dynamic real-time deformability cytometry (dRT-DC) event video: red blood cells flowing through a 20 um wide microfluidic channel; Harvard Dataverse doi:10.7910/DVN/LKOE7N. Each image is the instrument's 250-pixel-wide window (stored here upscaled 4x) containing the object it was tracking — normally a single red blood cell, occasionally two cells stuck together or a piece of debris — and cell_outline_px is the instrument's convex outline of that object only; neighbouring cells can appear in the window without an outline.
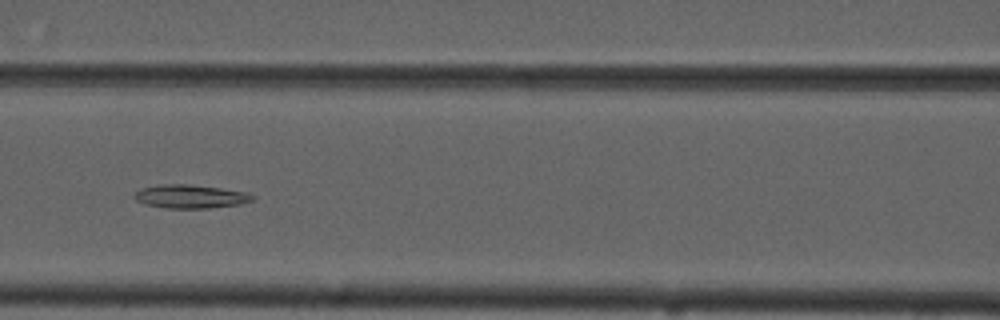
{"species": "common noctule bat (a hibernating species)", "species_latin": "Nyctalus noctula", "temperature_condition": "cold", "stored_images_in_passage": 9, "camera_frame_rate_fps": 3000, "um_per_image_px": 0.085, "animal": {"sex": "male", "forearm_length_mm": 52.5}, "frame": {"image": 1, "passage_image": 7, "time_ms": 7.333, "image_size_px": [1000, 320], "cell_outline_px": [[256, 196], [252, 200], [240, 204], [208, 208], [164, 208], [144, 204], [136, 200], [132, 196], [140, 188], [160, 184], [188, 184], [220, 188], [248, 192]], "centroid_in_image_um": [16.16, 16.69], "position_along_channel_um": 150.4, "area_um2": 16.3}}
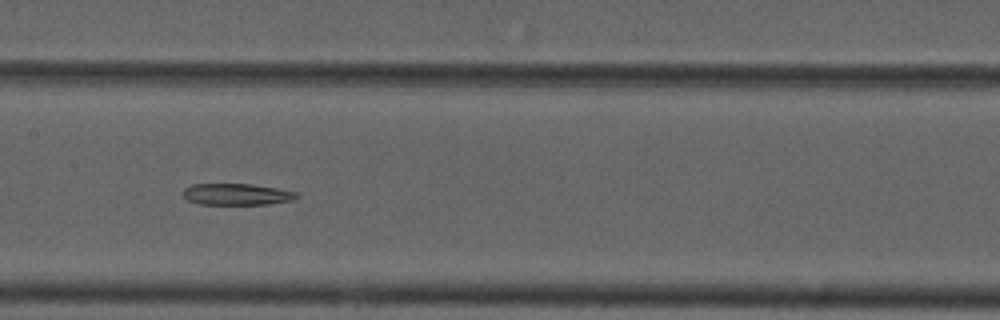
{"frame": {"image": 2, "passage_image": 8, "time_ms": 8.333, "image_size_px": [1000, 320], "cell_outline_px": [[300, 196], [292, 200], [268, 204], [200, 204], [188, 200], [180, 192], [184, 188], [192, 184], [252, 184], [280, 188], [296, 192]], "centroid_in_image_um": [20.12, 16.5], "position_along_channel_um": 187.3, "area_um2": 14.33}}
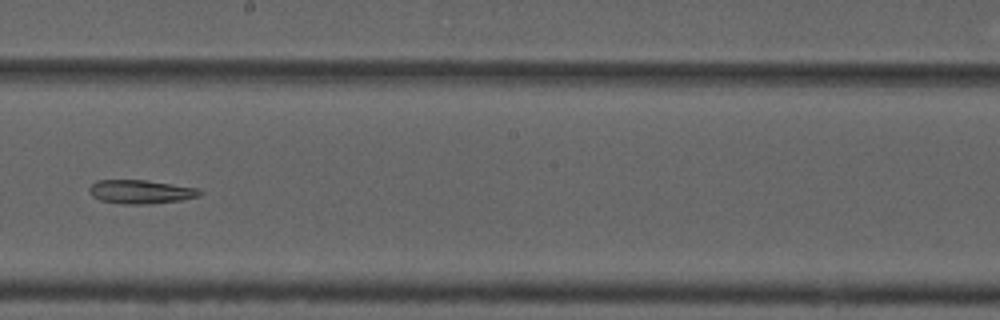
{"frame": {"image": 3, "passage_image": 9, "time_ms": 9.667, "image_size_px": [1000, 320], "cell_outline_px": [[204, 192], [200, 196], [180, 200], [144, 204], [120, 204], [100, 200], [92, 196], [88, 192], [88, 188], [96, 180], [144, 180], [200, 188]], "centroid_in_image_um": [11.95, 16.3], "position_along_channel_um": 236.2, "area_um2": 15.37}}